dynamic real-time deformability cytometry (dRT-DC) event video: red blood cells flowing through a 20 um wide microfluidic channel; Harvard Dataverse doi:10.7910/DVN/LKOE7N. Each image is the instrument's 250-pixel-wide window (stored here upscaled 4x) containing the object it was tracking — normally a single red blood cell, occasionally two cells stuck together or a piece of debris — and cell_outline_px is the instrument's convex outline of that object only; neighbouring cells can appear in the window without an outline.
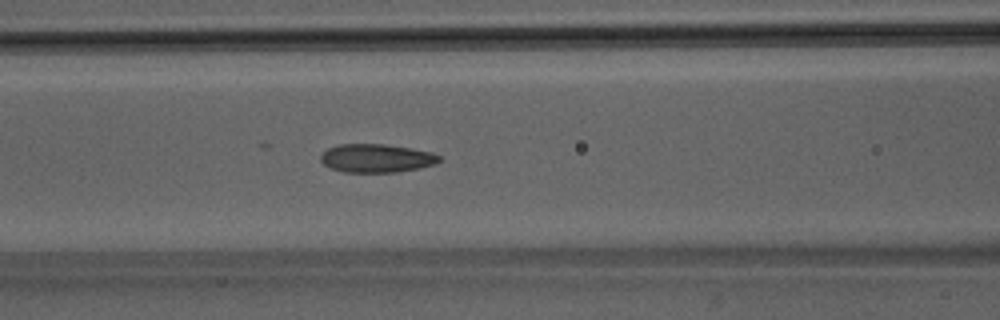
{"species": "Egyptian fruit bat (a non-hibernating species)", "species_latin": "Rousettus aegyptiacus", "temperature_condition": "room temperature", "stored_images_in_passage": 50, "camera_frame_rate_fps": 3000, "um_per_image_px": 0.085, "animal": {"sex": "male"}, "frame": {"image": 1, "passage_image": 21, "time_ms": 6.667, "image_size_px": [1000, 320], "cell_outline_px": [[440, 160], [436, 164], [420, 168], [396, 172], [344, 172], [332, 168], [324, 164], [320, 160], [320, 156], [328, 148], [340, 144], [384, 144], [412, 148], [432, 152], [440, 156]], "centroid_in_image_um": [32.02, 13.44], "position_along_channel_um": 134.6, "area_um2": 19.65}}
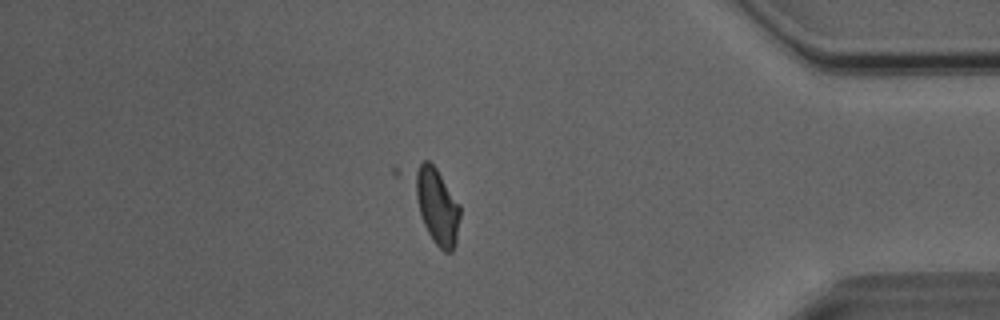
{"frame": {"image": 2, "passage_image": 43, "time_ms": 14.0, "image_size_px": [1000, 320], "cell_outline_px": [[460, 216], [456, 244], [452, 252], [444, 252], [432, 240], [392, 172], [392, 168], [424, 160], [428, 160], [436, 168], [460, 204]], "centroid_in_image_um": [36.65, 17.14], "position_along_channel_um": 398.5, "area_um2": 24.97}}
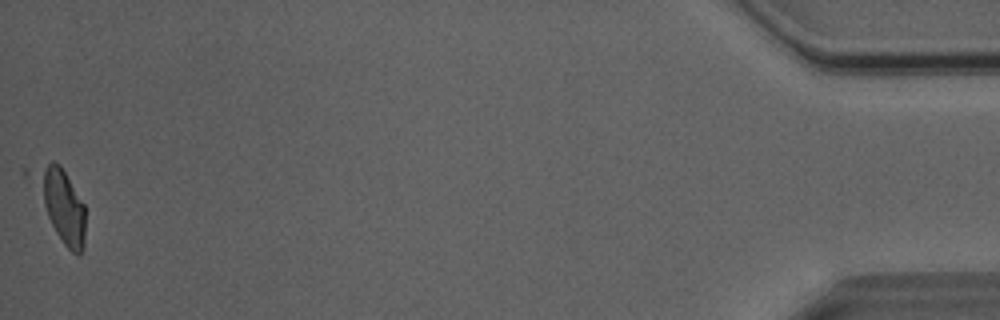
{"frame": {"image": 3, "passage_image": 50, "time_ms": 16.333, "image_size_px": [1000, 320], "cell_outline_px": [[84, 248], [80, 256], [76, 256], [64, 244], [56, 232], [24, 176], [20, 168], [52, 160], [60, 164], [84, 204]], "centroid_in_image_um": [4.99, 17.2], "position_along_channel_um": 430.2, "area_um2": 23.06}}